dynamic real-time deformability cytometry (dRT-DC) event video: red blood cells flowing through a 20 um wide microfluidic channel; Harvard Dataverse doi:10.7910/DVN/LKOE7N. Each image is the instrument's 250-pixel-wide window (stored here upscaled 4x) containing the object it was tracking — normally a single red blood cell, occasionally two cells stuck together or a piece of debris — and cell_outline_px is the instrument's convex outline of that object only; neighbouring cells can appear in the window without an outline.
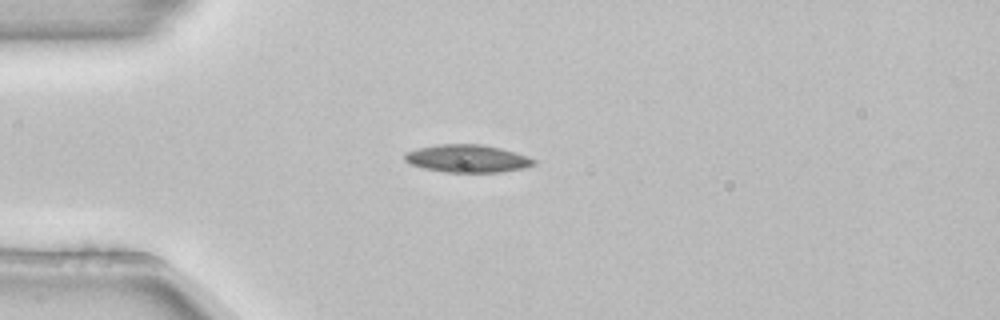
{"species": "common noctule bat (a hibernating species)", "species_latin": "Nyctalus noctula", "temperature_condition": "room temperature", "stored_images_in_passage": 2, "camera_frame_rate_fps": 3000, "um_per_image_px": 0.085, "animal": {"sex": "female", "body_mass_g": 22.7, "forearm_length_mm": 54.2}, "frame": {"image": 1, "passage_image": 1, "time_ms": 0.0, "image_size_px": [1000, 320], "cell_outline_px": [[536, 164], [524, 168], [500, 172], [444, 172], [424, 168], [412, 164], [404, 160], [404, 152], [416, 148], [436, 144], [480, 144], [500, 148], [536, 160]], "centroid_in_image_um": [39.67, 13.47], "position_along_channel_um": 45.3, "area_um2": 20.75}}
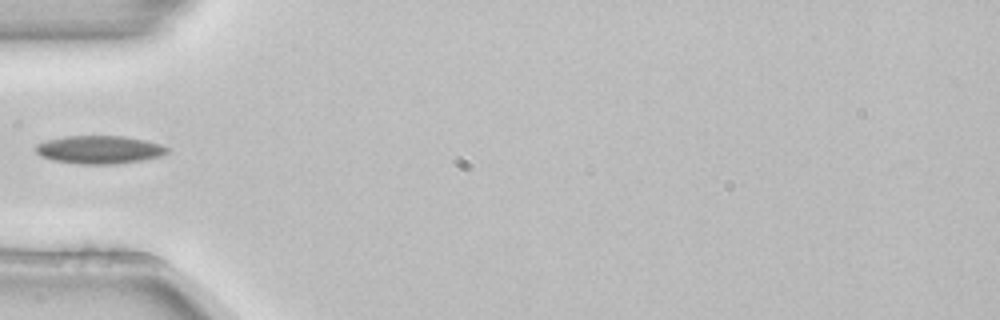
{"frame": {"image": 2, "passage_image": 2, "time_ms": 0.333, "image_size_px": [1000, 320], "cell_outline_px": [[168, 152], [160, 156], [140, 160], [112, 164], [80, 164], [52, 160], [40, 156], [36, 152], [36, 144], [48, 140], [64, 136], [124, 136], [144, 140], [160, 144], [168, 148]], "centroid_in_image_um": [8.41, 12.72], "position_along_channel_um": 76.6, "area_um2": 21.33}}